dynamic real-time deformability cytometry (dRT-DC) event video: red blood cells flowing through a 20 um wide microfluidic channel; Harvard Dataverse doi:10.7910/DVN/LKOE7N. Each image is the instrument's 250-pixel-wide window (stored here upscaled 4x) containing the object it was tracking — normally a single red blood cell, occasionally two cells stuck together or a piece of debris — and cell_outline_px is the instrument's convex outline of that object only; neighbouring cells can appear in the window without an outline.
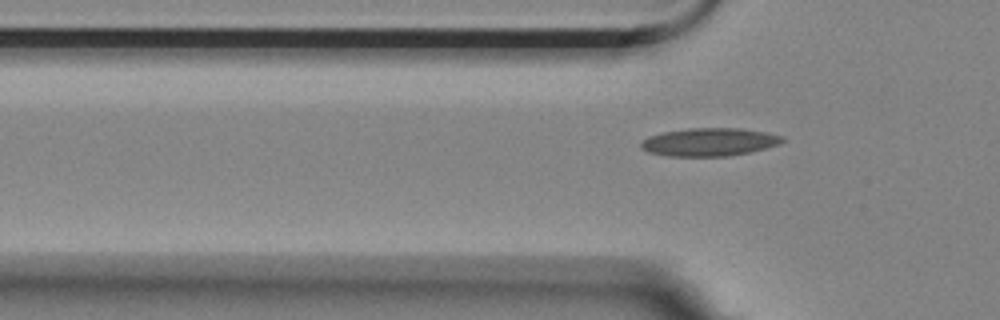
{"species": "Egyptian fruit bat (a non-hibernating species)", "species_latin": "Rousettus aegyptiacus", "temperature_condition": "room temperature", "stored_images_in_passage": 5, "segment_of_instrument_passage": [2, 2], "camera_frame_rate_fps": 3000, "um_per_image_px": 0.085, "animal": {"sex": "female"}, "frame": {"image": 1, "passage_image": 5, "time_ms": 5.667, "image_size_px": [1000, 320], "cell_outline_px": [[784, 140], [780, 144], [752, 152], [728, 156], [668, 156], [648, 152], [640, 148], [640, 144], [648, 136], [664, 132], [688, 128], [740, 128], [764, 132], [784, 136]], "centroid_in_image_um": [60.3, 12.07], "position_along_channel_um": 65.5, "area_um2": 23.18}}